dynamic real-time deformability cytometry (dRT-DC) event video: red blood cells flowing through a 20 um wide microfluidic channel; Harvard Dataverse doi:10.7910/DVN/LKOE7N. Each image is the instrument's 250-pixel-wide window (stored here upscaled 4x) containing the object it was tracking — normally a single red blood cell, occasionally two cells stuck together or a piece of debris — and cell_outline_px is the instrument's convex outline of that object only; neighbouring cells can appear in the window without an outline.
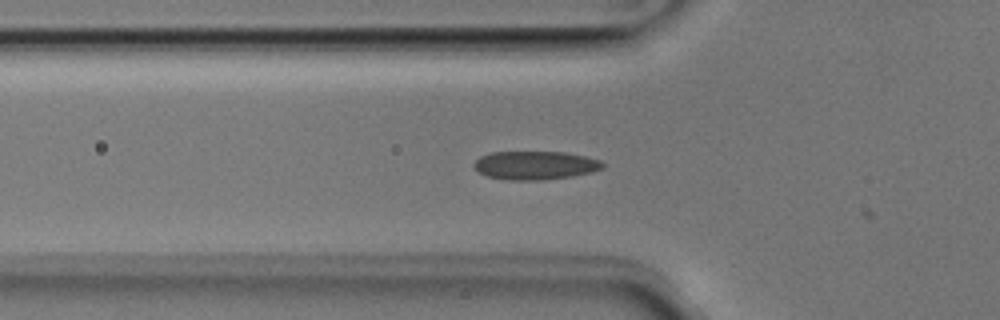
{"species": "Egyptian fruit bat (a non-hibernating species)", "species_latin": "Rousettus aegyptiacus", "temperature_condition": "room temperature", "stored_images_in_passage": 5, "camera_frame_rate_fps": 3000, "um_per_image_px": 0.085, "animal": {"sex": "male"}, "frame": {"image": 1, "passage_image": 3, "time_ms": 0.667, "image_size_px": [1000, 320], "cell_outline_px": [[604, 168], [592, 172], [572, 176], [544, 180], [508, 180], [488, 176], [480, 172], [472, 164], [480, 156], [488, 152], [564, 152], [584, 156], [600, 160], [604, 164]], "centroid_in_image_um": [45.49, 14.05], "position_along_channel_um": 80.3, "area_um2": 21.39}}